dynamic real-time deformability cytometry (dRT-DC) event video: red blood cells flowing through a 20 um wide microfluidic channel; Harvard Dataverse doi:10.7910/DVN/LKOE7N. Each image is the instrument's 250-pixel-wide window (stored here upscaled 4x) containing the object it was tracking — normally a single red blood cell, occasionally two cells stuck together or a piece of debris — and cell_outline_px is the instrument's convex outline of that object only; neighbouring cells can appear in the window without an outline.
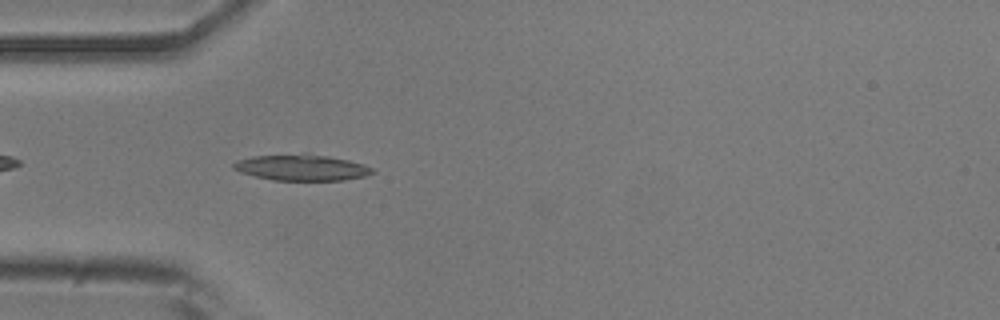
{"species": "common noctule bat (a hibernating species)", "species_latin": "Nyctalus noctula", "temperature_condition": "room temperature", "stored_images_in_passage": 36, "camera_frame_rate_fps": 3000, "um_per_image_px": 0.085, "animal": {"sex": "male", "body_mass_g": 20.5, "forearm_length_mm": 52.5}, "frame": {"image": 1, "passage_image": 3, "time_ms": 0.667, "image_size_px": [1000, 320], "cell_outline_px": [[376, 172], [364, 176], [344, 180], [272, 180], [240, 172], [232, 168], [232, 164], [236, 160], [252, 156], [304, 152], [308, 152], [348, 160], [364, 164], [372, 168]], "centroid_in_image_um": [25.61, 14.21], "position_along_channel_um": 59.4, "area_um2": 21.44}}
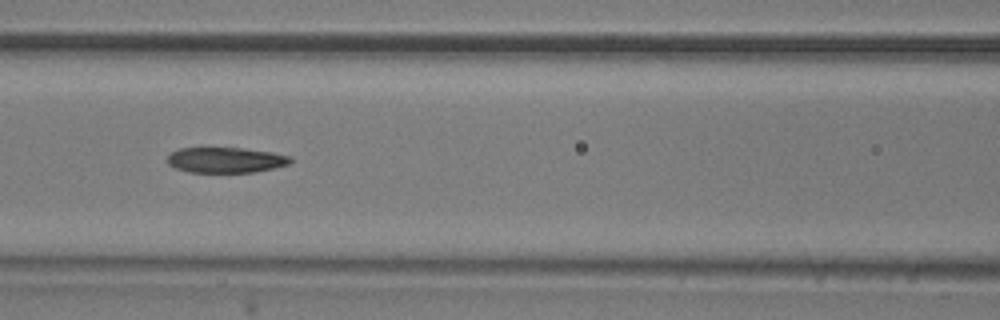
{"frame": {"image": 2, "passage_image": 10, "time_ms": 3.0, "image_size_px": [1000, 320], "cell_outline_px": [[292, 160], [288, 164], [272, 168], [252, 172], [188, 172], [176, 168], [168, 164], [168, 156], [172, 152], [180, 148], [240, 148], [272, 152], [292, 156]], "centroid_in_image_um": [19.19, 13.6], "position_along_channel_um": 147.4, "area_um2": 18.09}}
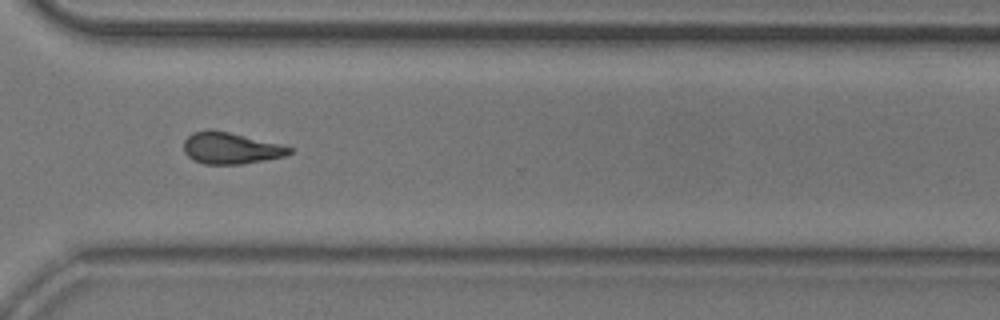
{"frame": {"image": 3, "passage_image": 26, "time_ms": 8.333, "image_size_px": [1000, 320], "cell_outline_px": [[292, 152], [284, 156], [264, 160], [240, 164], [204, 164], [188, 156], [184, 152], [184, 140], [192, 132], [208, 128], [212, 128], [280, 144], [292, 148]], "centroid_in_image_um": [19.57, 12.57], "position_along_channel_um": 351.0, "area_um2": 19.36}, "authors_computed_cell_mechanics": {"area_um2": 19.5364, "velocity_mm_per_s": 3.8241, "shape_relaxation_time_tau1_ms": 9.8103, "shape_relaxation_time_tau2_ms": 4.8873, "deformation_change_tau1": 0.2037, "deformation_change_tau2": 0.1339}}